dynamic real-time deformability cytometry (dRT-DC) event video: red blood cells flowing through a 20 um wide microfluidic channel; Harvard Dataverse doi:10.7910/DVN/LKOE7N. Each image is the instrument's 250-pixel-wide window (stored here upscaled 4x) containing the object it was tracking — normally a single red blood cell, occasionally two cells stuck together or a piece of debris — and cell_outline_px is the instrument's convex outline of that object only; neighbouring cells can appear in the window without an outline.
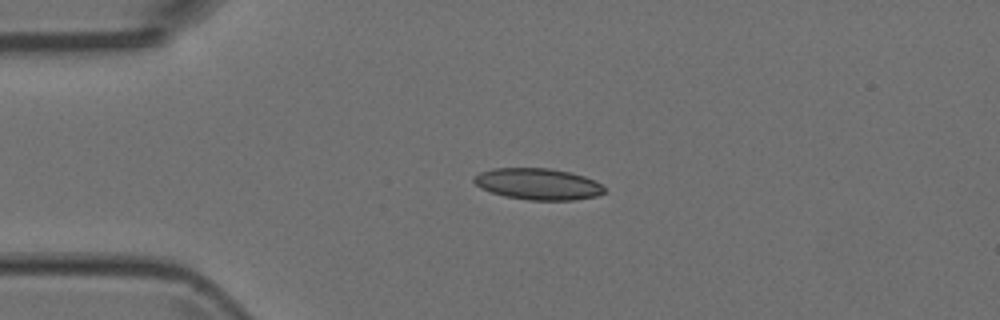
{"species": "Egyptian fruit bat (a non-hibernating species)", "species_latin": "Rousettus aegyptiacus", "temperature_condition": "room temperature", "stored_images_in_passage": 4, "camera_frame_rate_fps": 3000, "um_per_image_px": 0.085, "animal": {"sex": "female"}, "frame": {"image": 1, "passage_image": 3, "time_ms": 0.667, "image_size_px": [1000, 320], "cell_outline_px": [[604, 192], [596, 196], [572, 200], [528, 200], [504, 196], [480, 188], [472, 180], [472, 176], [480, 172], [492, 168], [548, 168], [568, 172], [584, 176], [600, 184], [604, 188]], "centroid_in_image_um": [45.67, 15.64], "position_along_channel_um": 39.3, "area_um2": 23.76}}